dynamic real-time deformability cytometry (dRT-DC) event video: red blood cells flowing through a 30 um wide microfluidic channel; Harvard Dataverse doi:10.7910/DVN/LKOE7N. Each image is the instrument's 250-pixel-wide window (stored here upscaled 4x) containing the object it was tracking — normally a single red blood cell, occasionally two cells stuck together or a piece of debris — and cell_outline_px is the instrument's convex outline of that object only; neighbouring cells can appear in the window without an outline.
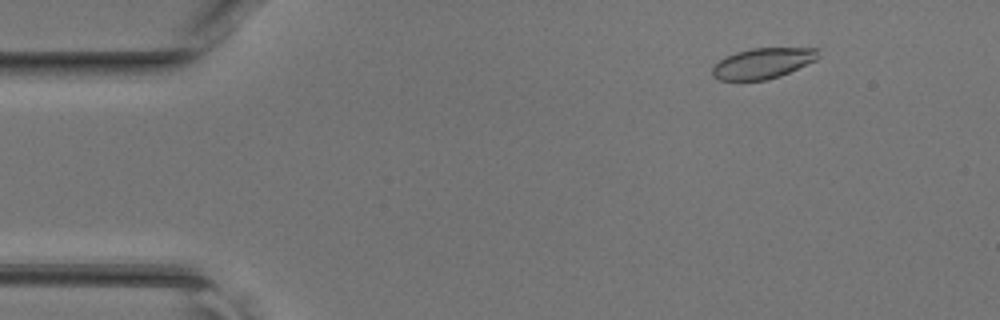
{"species": "common noctule bat (a hibernating species)", "species_latin": "Nyctalus noctula", "temperature_condition": "room temperature", "stored_images_in_passage": 47, "camera_frame_rate_fps": 3000, "um_per_image_px": 0.085, "animal": {"sex": "female", "body_mass_g": 17.0, "forearm_length_mm": 48.0}, "frame": {"image": 1, "passage_image": 6, "time_ms": 1.667, "image_size_px": [1000, 320], "cell_outline_px": [[820, 48], [816, 60], [780, 76], [764, 80], [720, 80], [712, 76], [712, 68], [720, 60], [736, 52], [752, 48]], "centroid_in_image_um": [64.84, 5.38], "position_along_channel_um": 20.2, "area_um2": 18.67}}
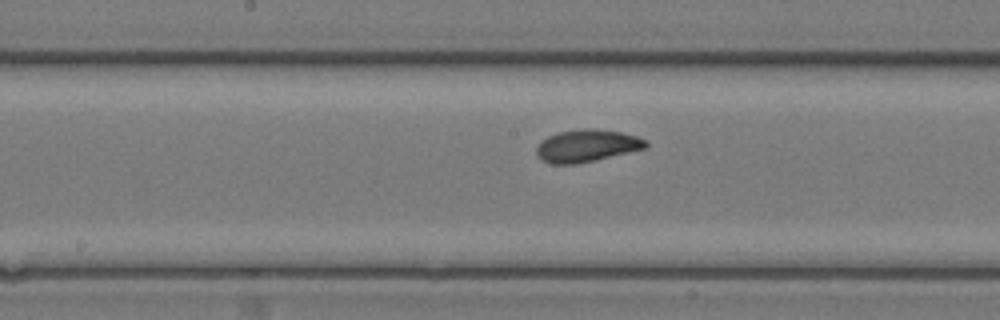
{"frame": {"image": 2, "passage_image": 24, "time_ms": 7.667, "image_size_px": [1000, 320], "cell_outline_px": [[648, 144], [644, 148], [576, 164], [552, 164], [540, 160], [536, 156], [536, 148], [540, 140], [548, 136], [560, 132], [584, 128], [592, 128], [620, 132], [636, 136], [648, 140]], "centroid_in_image_um": [49.82, 12.38], "position_along_channel_um": 198.4, "area_um2": 20.46}}
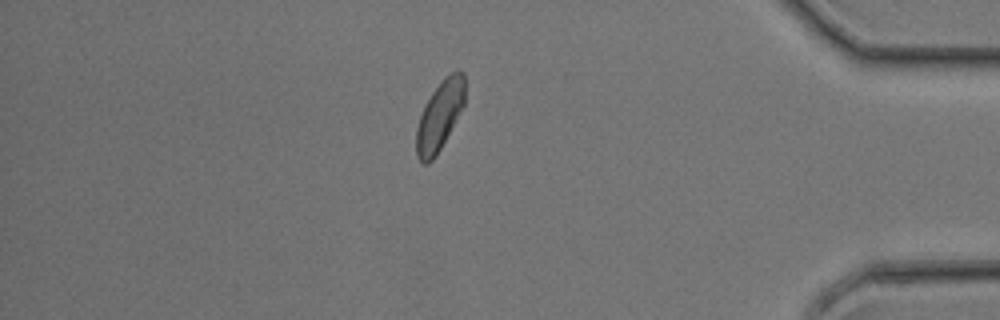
{"frame": {"image": 3, "passage_image": 40, "time_ms": 13.0, "image_size_px": [1000, 320], "cell_outline_px": [[464, 104], [436, 156], [428, 164], [424, 164], [416, 156], [416, 128], [420, 116], [432, 92], [444, 76], [456, 68], [460, 68], [464, 72]], "centroid_in_image_um": [37.37, 9.8], "position_along_channel_um": 397.8, "area_um2": 19.48}}